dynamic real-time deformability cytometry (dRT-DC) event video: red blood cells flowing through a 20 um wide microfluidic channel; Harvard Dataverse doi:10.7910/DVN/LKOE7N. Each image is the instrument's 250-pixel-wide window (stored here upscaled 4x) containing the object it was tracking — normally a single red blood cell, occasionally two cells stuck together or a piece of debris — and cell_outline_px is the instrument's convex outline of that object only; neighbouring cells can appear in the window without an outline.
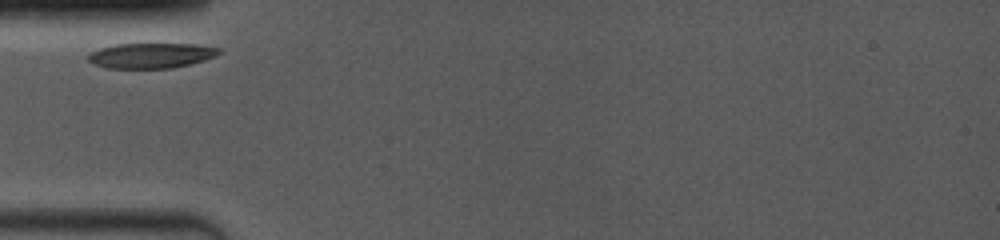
{"species": "common noctule bat (a hibernating species)", "species_latin": "Nyctalus noctula", "temperature_condition": "room temperature", "stored_images_in_passage": 8, "camera_frame_rate_fps": 4000, "um_per_image_px": 0.085, "animal": {"sex": "female", "body_mass_g": 19.0, "forearm_length_mm": 53.3}, "frame": {"image": 1, "passage_image": 1, "time_ms": 0.0, "image_size_px": [1000, 240], "cell_outline_px": [[220, 52], [204, 60], [172, 68], [108, 68], [92, 64], [88, 60], [88, 56], [92, 52], [100, 48], [116, 44], [196, 44], [220, 48]], "centroid_in_image_um": [12.8, 4.72], "position_along_channel_um": 72.2, "area_um2": 18.96}}
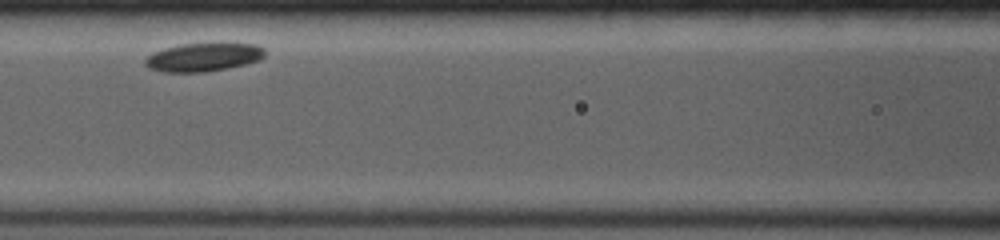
{"frame": {"image": 2, "passage_image": 4, "time_ms": 2.25, "image_size_px": [1000, 240], "cell_outline_px": [[264, 56], [260, 60], [228, 68], [204, 72], [164, 72], [148, 68], [144, 64], [144, 60], [148, 56], [164, 48], [180, 44], [216, 40], [220, 40], [256, 44], [264, 48]], "centroid_in_image_um": [17.34, 4.8], "position_along_channel_um": 149.3, "area_um2": 20.75}}
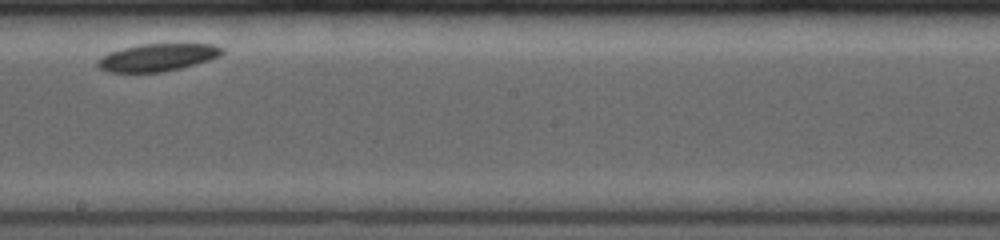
{"frame": {"image": 3, "passage_image": 7, "time_ms": 4.75, "image_size_px": [1000, 240], "cell_outline_px": [[224, 52], [220, 56], [196, 64], [164, 72], [108, 72], [100, 68], [96, 64], [96, 60], [100, 56], [108, 52], [140, 44], [216, 44], [224, 48]], "centroid_in_image_um": [13.38, 4.88], "position_along_channel_um": 234.8, "area_um2": 20.06}}